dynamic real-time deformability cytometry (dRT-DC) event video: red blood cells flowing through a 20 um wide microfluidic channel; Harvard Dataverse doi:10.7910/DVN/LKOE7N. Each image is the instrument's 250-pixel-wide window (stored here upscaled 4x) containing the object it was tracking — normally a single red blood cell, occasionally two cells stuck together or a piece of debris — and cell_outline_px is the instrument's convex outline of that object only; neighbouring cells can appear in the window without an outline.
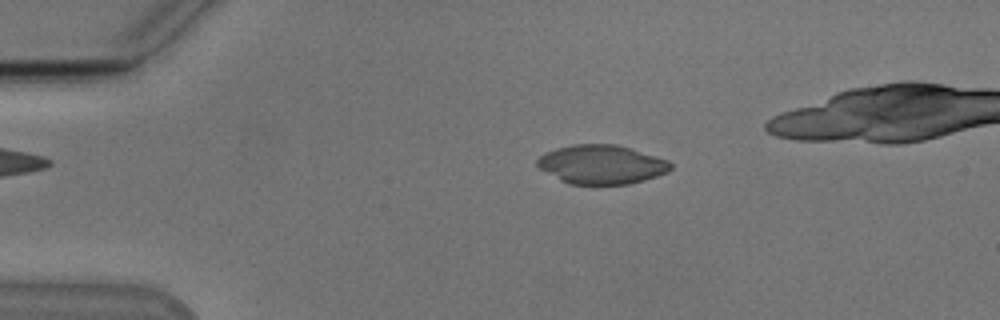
{"species": "Egyptian fruit bat (a non-hibernating species)", "species_latin": "Rousettus aegyptiacus", "temperature_condition": "cold", "stored_images_in_passage": 43, "camera_frame_rate_fps": 3000, "um_per_image_px": 0.085, "animal": {"sex": "male"}, "frame": {"image": 1, "passage_image": 6, "time_ms": 1.667, "image_size_px": [1000, 320], "cell_outline_px": [[672, 168], [668, 172], [644, 180], [628, 184], [568, 184], [560, 180], [540, 168], [536, 164], [536, 160], [540, 156], [556, 148], [572, 144], [616, 144], [632, 148], [668, 160], [672, 164]], "centroid_in_image_um": [51.15, 13.97], "position_along_channel_um": 33.9, "area_um2": 30.29}}
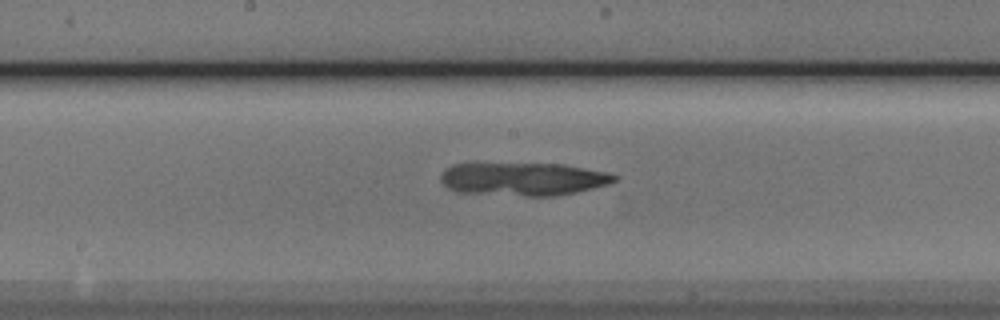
{"frame": {"image": 2, "passage_image": 23, "time_ms": 7.333, "image_size_px": [1000, 320], "cell_outline_px": [[620, 176], [616, 180], [608, 184], [576, 192], [556, 196], [524, 196], [456, 192], [448, 188], [440, 180], [440, 176], [444, 168], [452, 164], [564, 164], [608, 172]], "centroid_in_image_um": [44.47, 15.22], "position_along_channel_um": 203.7, "area_um2": 33.64}}
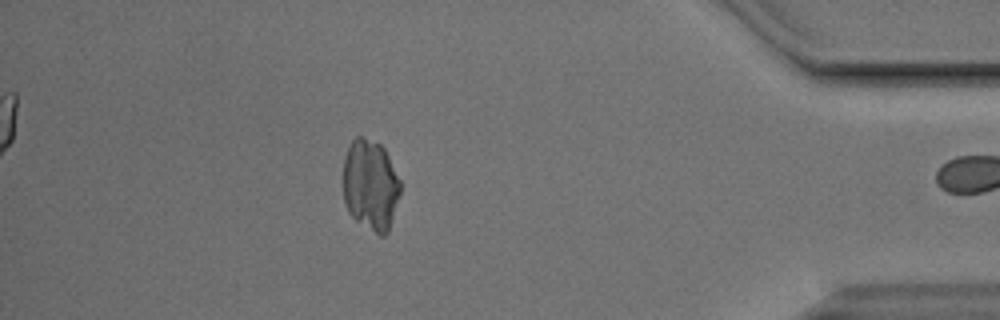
{"frame": {"image": 3, "passage_image": 42, "time_ms": 13.667, "image_size_px": [1000, 320], "cell_outline_px": [[400, 192], [388, 232], [384, 236], [380, 236], [356, 220], [348, 212], [344, 200], [344, 156], [352, 140], [356, 136], [360, 136], [380, 144], [384, 148], [400, 180]], "centroid_in_image_um": [31.48, 15.73], "position_along_channel_um": 403.7, "area_um2": 30.06}}